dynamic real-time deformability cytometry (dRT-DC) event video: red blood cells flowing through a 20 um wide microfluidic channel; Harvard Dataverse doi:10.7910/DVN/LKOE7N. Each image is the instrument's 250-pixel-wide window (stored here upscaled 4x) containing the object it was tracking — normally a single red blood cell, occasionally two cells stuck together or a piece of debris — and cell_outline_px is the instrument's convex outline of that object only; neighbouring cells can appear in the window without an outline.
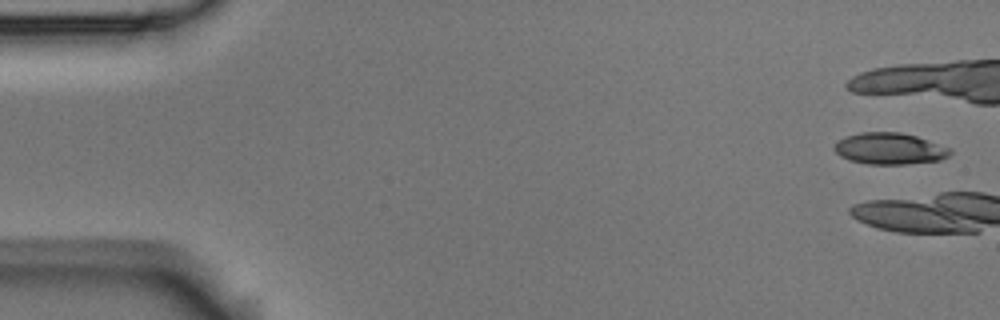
{"species": "Egyptian fruit bat (a non-hibernating species)", "species_latin": "Rousettus aegyptiacus", "temperature_condition": "room temperature", "stored_images_in_passage": 6, "camera_frame_rate_fps": 3000, "um_per_image_px": 0.085, "animal": {"sex": "male"}, "frame": {"image": 1, "passage_image": 1, "time_ms": 0.0, "image_size_px": [1000, 320], "cell_outline_px": [[952, 152], [948, 156], [940, 160], [908, 164], [868, 164], [848, 160], [840, 156], [832, 148], [836, 140], [844, 136], [860, 132], [900, 132], [916, 136], [952, 148]], "centroid_in_image_um": [75.58, 12.63], "position_along_channel_um": 9.4, "area_um2": 21.56}}